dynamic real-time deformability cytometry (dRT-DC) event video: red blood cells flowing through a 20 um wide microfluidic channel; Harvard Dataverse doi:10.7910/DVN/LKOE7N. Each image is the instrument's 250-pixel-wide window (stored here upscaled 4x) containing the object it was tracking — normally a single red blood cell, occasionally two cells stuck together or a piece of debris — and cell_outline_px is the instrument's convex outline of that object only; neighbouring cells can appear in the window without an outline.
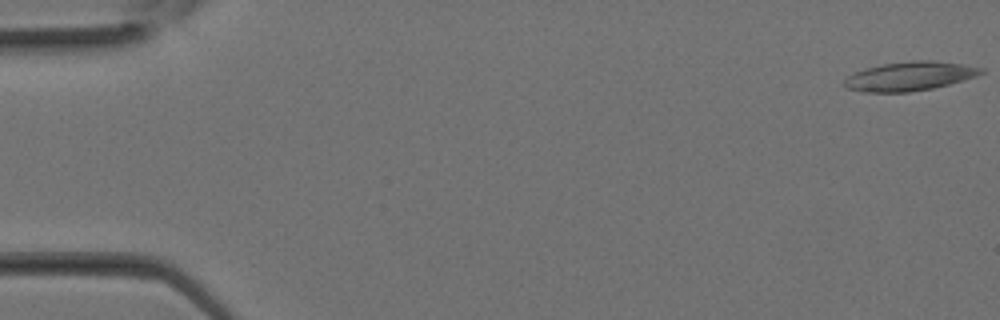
{"species": "Egyptian fruit bat (a non-hibernating species)", "species_latin": "Rousettus aegyptiacus", "temperature_condition": "room temperature", "stored_images_in_passage": 9, "camera_frame_rate_fps": 3000, "um_per_image_px": 0.085, "animal": {"sex": "female"}, "frame": {"image": 1, "passage_image": 1, "time_ms": 0.0, "image_size_px": [1000, 320], "cell_outline_px": [[984, 72], [976, 76], [948, 84], [932, 88], [908, 92], [864, 92], [844, 88], [840, 84], [848, 76], [856, 72], [880, 64], [912, 60], [932, 60], [964, 64], [984, 68]], "centroid_in_image_um": [77.29, 6.47], "position_along_channel_um": 7.7, "area_um2": 23.18}}